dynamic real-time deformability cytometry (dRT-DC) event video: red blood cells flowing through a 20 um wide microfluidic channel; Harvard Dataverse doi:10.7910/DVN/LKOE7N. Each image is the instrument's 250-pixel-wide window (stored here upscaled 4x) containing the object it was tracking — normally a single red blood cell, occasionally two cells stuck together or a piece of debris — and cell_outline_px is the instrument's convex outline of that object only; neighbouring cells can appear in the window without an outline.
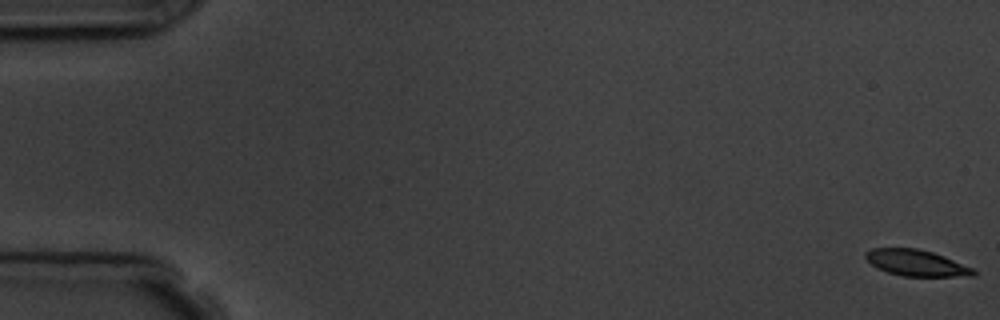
{"species": "common noctule bat (a hibernating species)", "species_latin": "Nyctalus noctula", "temperature_condition": "room temperature", "stored_images_in_passage": 5, "camera_frame_rate_fps": 3000, "um_per_image_px": 0.085, "animal": {"sex": "male", "body_mass_g": 19.5, "forearm_length_mm": 54.6}, "frame": {"image": 1, "passage_image": 1, "time_ms": 0.0, "image_size_px": [1000, 320], "cell_outline_px": [[976, 276], [904, 276], [888, 272], [876, 268], [864, 256], [864, 252], [872, 248], [916, 248], [932, 252], [944, 256], [972, 268], [976, 272]], "centroid_in_image_um": [77.86, 22.34], "position_along_channel_um": 7.1, "area_um2": 16.36}}
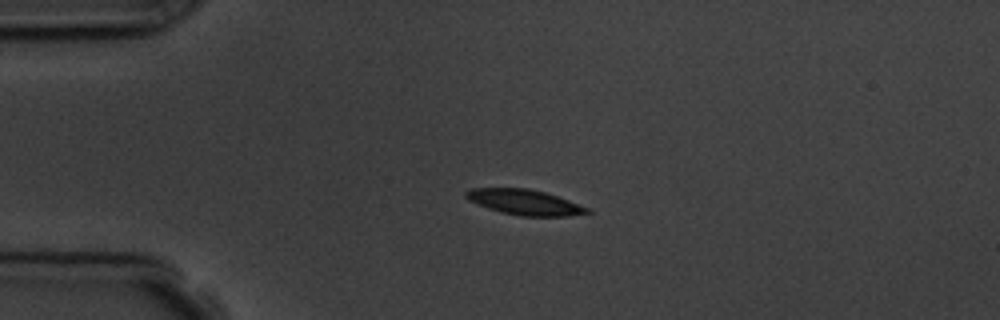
{"frame": {"image": 2, "passage_image": 4, "time_ms": 4.333, "image_size_px": [1000, 320], "cell_outline_px": [[592, 212], [568, 216], [520, 216], [500, 212], [488, 208], [468, 200], [464, 196], [464, 192], [472, 188], [528, 188], [544, 192], [568, 200], [588, 208]], "centroid_in_image_um": [44.55, 17.19], "position_along_channel_um": 40.4, "area_um2": 17.8}}